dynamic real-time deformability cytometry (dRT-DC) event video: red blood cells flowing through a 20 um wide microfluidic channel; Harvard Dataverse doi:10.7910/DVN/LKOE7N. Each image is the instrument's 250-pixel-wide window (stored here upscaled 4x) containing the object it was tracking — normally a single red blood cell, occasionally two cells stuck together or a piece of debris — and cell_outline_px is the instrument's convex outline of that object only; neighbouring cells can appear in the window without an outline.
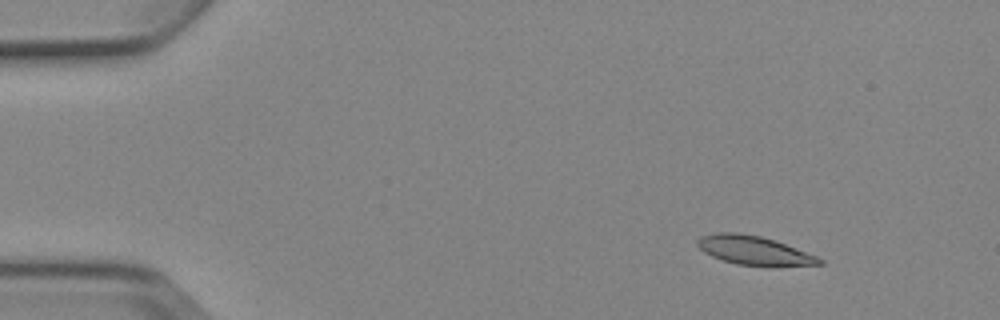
{"species": "Egyptian fruit bat (a non-hibernating species)", "species_latin": "Rousettus aegyptiacus", "temperature_condition": "cold", "stored_images_in_passage": 4, "camera_frame_rate_fps": 3000, "um_per_image_px": 0.085, "animal": {"sex": "female"}, "frame": {"image": 1, "passage_image": 1, "time_ms": 0.0, "image_size_px": [1000, 320], "cell_outline_px": [[824, 264], [776, 268], [772, 268], [736, 264], [712, 256], [704, 252], [696, 244], [696, 240], [700, 236], [716, 232], [736, 232], [760, 236], [776, 240], [816, 256], [824, 260]], "centroid_in_image_um": [64.14, 21.31], "position_along_channel_um": 20.9, "area_um2": 21.15}}
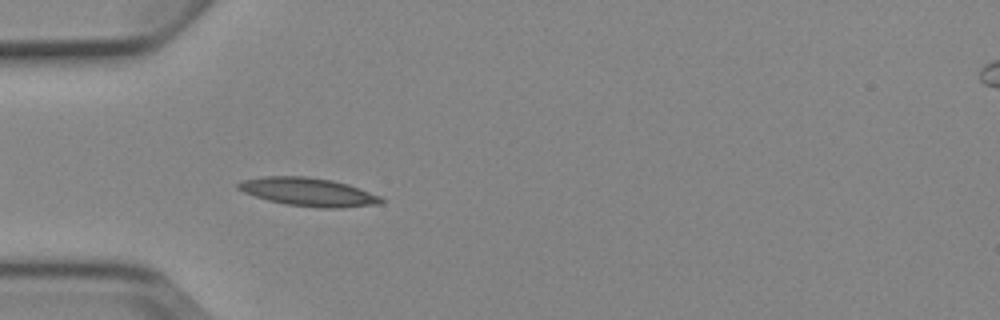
{"frame": {"image": 2, "passage_image": 4, "time_ms": 3.333, "image_size_px": [1000, 320], "cell_outline_px": [[384, 200], [380, 204], [344, 208], [320, 208], [288, 204], [268, 200], [244, 192], [236, 188], [236, 184], [244, 180], [264, 176], [308, 176], [332, 180], [348, 184], [380, 196]], "centroid_in_image_um": [26.23, 16.31], "position_along_channel_um": 58.8, "area_um2": 23.52}}